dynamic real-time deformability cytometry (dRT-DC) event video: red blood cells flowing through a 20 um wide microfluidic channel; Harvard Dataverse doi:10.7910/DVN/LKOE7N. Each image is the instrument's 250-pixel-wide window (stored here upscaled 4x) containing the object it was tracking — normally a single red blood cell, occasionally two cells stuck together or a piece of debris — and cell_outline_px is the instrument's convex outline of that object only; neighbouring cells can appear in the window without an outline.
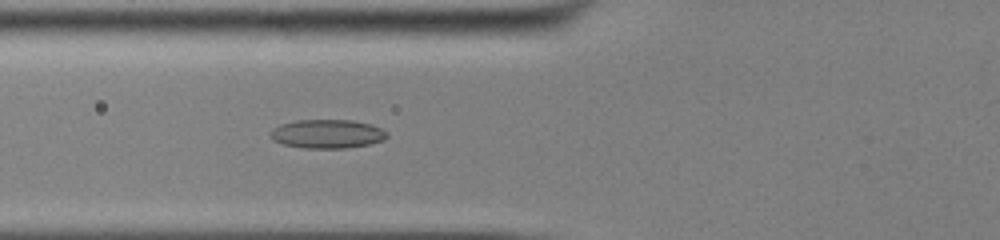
{"species": "common noctule bat (a hibernating species)", "species_latin": "Nyctalus noctula", "temperature_condition": "cold", "stored_images_in_passage": 54, "camera_frame_rate_fps": 3000, "um_per_image_px": 0.085, "animal": {"sex": "male", "body_mass_g": 13.0, "forearm_length_mm": 53.1}, "frame": {"image": 1, "passage_image": 22, "time_ms": 7.0, "image_size_px": [1000, 240], "cell_outline_px": [[388, 136], [384, 140], [368, 144], [348, 148], [304, 148], [284, 144], [272, 140], [272, 128], [280, 124], [296, 120], [352, 120], [372, 124], [388, 132]], "centroid_in_image_um": [27.84, 11.37], "position_along_channel_um": 98.0, "area_um2": 19.59}}
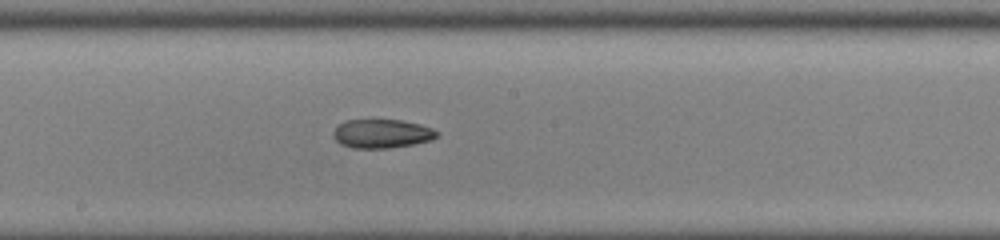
{"frame": {"image": 2, "passage_image": 31, "time_ms": 10.0, "image_size_px": [1000, 240], "cell_outline_px": [[440, 136], [432, 140], [412, 144], [388, 148], [352, 148], [340, 144], [332, 136], [332, 132], [344, 120], [400, 120], [420, 124], [432, 128], [440, 132]], "centroid_in_image_um": [32.48, 11.36], "position_along_channel_um": 215.7, "area_um2": 17.51}}
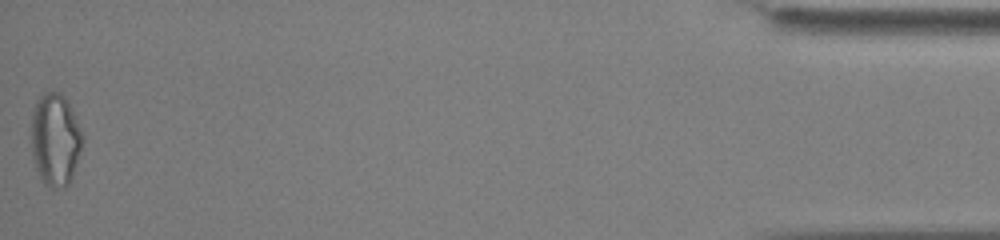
{"frame": {"image": 3, "passage_image": 54, "time_ms": 17.667, "image_size_px": [1000, 240], "cell_outline_px": [[84, 140], [72, 176], [68, 184], [64, 188], [48, 188], [44, 184], [36, 168], [32, 152], [32, 112], [36, 100], [44, 92], [60, 92], [64, 96], [84, 136]], "centroid_in_image_um": [4.69, 11.88], "position_along_channel_um": 430.5, "area_um2": 27.46}, "authors_computed_cell_mechanics": {"area_um2": 19.9699, "velocity_mm_per_s": 3.9136, "shape_relaxation_time_tau1_ms": null, "shape_relaxation_time_tau2_ms": 6.3442, "deformation_change_tau1": null, "deformation_change_tau2": 0.134}}